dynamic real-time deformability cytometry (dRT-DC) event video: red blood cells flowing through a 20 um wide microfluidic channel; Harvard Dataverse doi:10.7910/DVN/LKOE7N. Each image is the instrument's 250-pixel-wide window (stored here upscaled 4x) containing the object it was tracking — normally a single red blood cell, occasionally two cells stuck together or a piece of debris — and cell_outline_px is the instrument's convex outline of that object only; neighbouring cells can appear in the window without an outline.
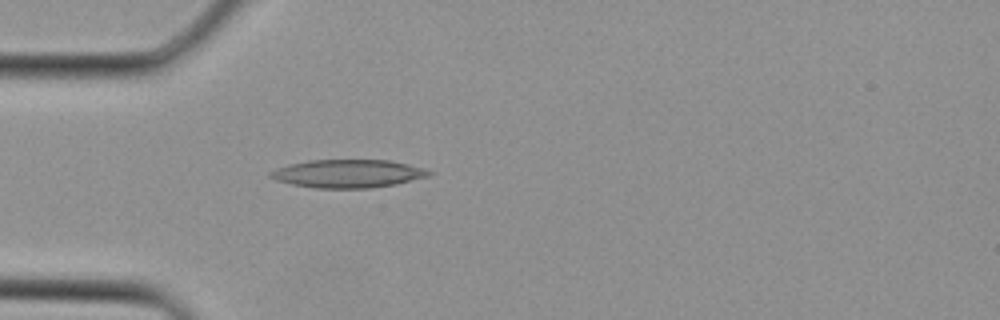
{"species": "Egyptian fruit bat (a non-hibernating species)", "species_latin": "Rousettus aegyptiacus", "temperature_condition": "cold", "stored_images_in_passage": 2, "camera_frame_rate_fps": 3000, "um_per_image_px": 0.085, "animal": {"sex": "female"}, "frame": {"image": 1, "passage_image": 2, "time_ms": 0.333, "image_size_px": [1000, 320], "cell_outline_px": [[436, 172], [428, 176], [396, 184], [372, 188], [316, 188], [292, 184], [276, 180], [268, 176], [268, 172], [276, 168], [288, 164], [308, 160], [388, 160], [408, 164], [424, 168]], "centroid_in_image_um": [29.57, 14.75], "position_along_channel_um": 55.4, "area_um2": 26.13}}